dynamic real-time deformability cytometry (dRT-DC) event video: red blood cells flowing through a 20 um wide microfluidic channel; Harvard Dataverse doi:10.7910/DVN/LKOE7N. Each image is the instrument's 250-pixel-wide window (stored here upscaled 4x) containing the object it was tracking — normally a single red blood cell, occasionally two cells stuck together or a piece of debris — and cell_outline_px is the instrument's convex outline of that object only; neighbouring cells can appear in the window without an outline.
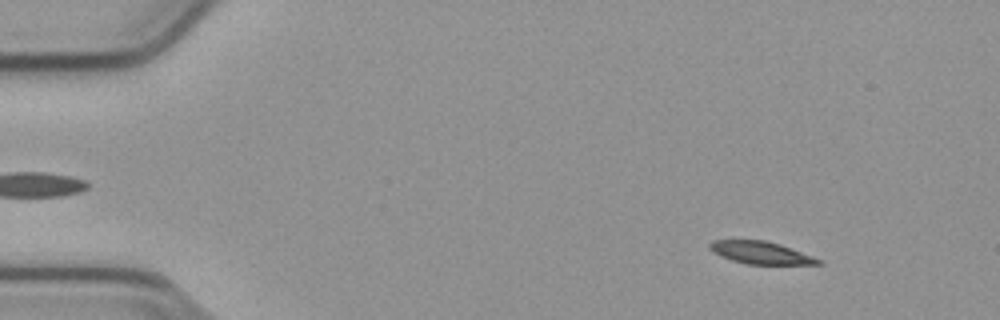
{"species": "common noctule bat (a hibernating species)", "species_latin": "Nyctalus noctula", "temperature_condition": "cold", "stored_images_in_passage": 51, "camera_frame_rate_fps": 3000, "um_per_image_px": 0.085, "animal": {"sex": "male", "body_mass_g": 23.1, "forearm_length_mm": 52.7}, "frame": {"image": 1, "passage_image": 3, "time_ms": 0.667, "image_size_px": [1000, 320], "cell_outline_px": [[824, 264], [748, 264], [732, 260], [720, 256], [712, 252], [708, 248], [708, 244], [712, 240], [764, 240], [780, 244], [812, 256], [820, 260]], "centroid_in_image_um": [64.61, 21.47], "position_along_channel_um": 20.4, "area_um2": 14.1}}
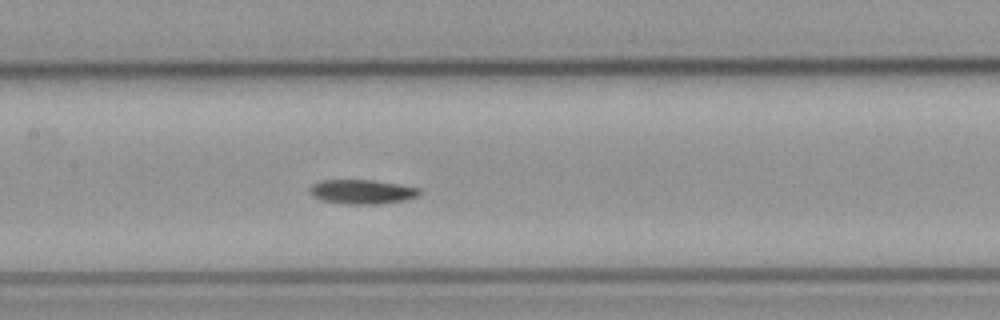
{"frame": {"image": 2, "passage_image": 23, "time_ms": 7.333, "image_size_px": [1000, 320], "cell_outline_px": [[420, 192], [416, 196], [404, 200], [380, 204], [344, 204], [320, 200], [312, 196], [308, 188], [312, 184], [320, 180], [376, 180], [400, 184], [420, 188]], "centroid_in_image_um": [30.73, 16.29], "position_along_channel_um": 176.7, "area_um2": 15.72}}
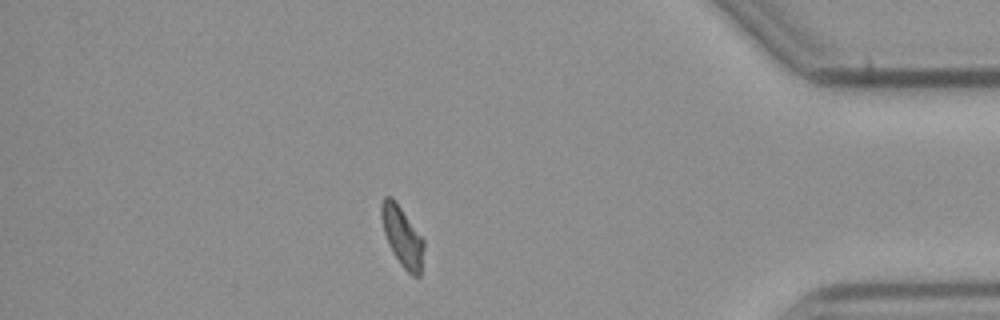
{"frame": {"image": 3, "passage_image": 44, "time_ms": 14.333, "image_size_px": [1000, 320], "cell_outline_px": [[424, 248], [420, 276], [412, 276], [400, 264], [392, 252], [388, 244], [384, 232], [380, 216], [380, 204], [384, 196], [392, 196], [424, 240]], "centroid_in_image_um": [34.17, 20.09], "position_along_channel_um": 401.0, "area_um2": 14.85}, "authors_computed_cell_mechanics": {"area_um2": 15.4326, "velocity_mm_per_s": 3.7707, "shape_relaxation_time_tau1_ms": 3.6902, "shape_relaxation_time_tau2_ms": null, "deformation_change_tau1": 0.1331, "deformation_change_tau2": null}}